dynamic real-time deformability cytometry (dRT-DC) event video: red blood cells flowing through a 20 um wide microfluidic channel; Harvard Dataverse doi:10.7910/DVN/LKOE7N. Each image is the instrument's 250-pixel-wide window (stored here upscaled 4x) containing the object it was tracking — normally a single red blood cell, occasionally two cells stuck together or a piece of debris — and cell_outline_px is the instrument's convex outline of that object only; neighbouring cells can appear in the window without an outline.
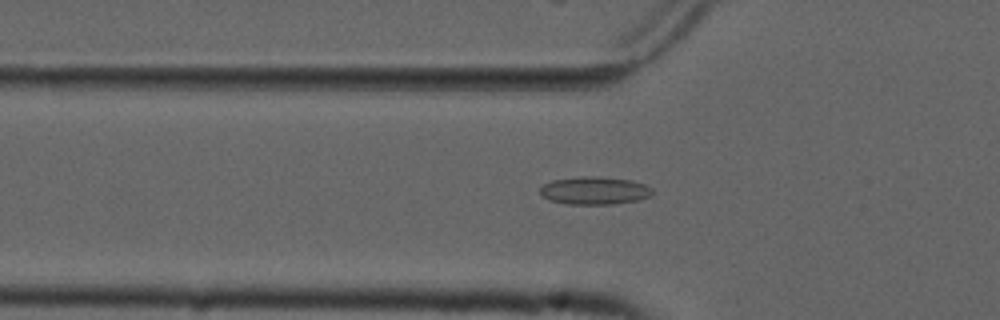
{"species": "common noctule bat (a hibernating species)", "species_latin": "Nyctalus noctula", "temperature_condition": "cold", "stored_images_in_passage": 54, "camera_frame_rate_fps": 3000, "um_per_image_px": 0.085, "animal": {"sex": "male", "forearm_length_mm": 52.5}, "frame": {"image": 1, "passage_image": 18, "time_ms": 5.667, "image_size_px": [1000, 320], "cell_outline_px": [[652, 192], [648, 196], [636, 200], [612, 204], [568, 204], [548, 200], [540, 196], [540, 188], [544, 184], [552, 180], [580, 176], [600, 176], [632, 180], [644, 184], [652, 188]], "centroid_in_image_um": [50.48, 16.19], "position_along_channel_um": 75.3, "area_um2": 18.26}}
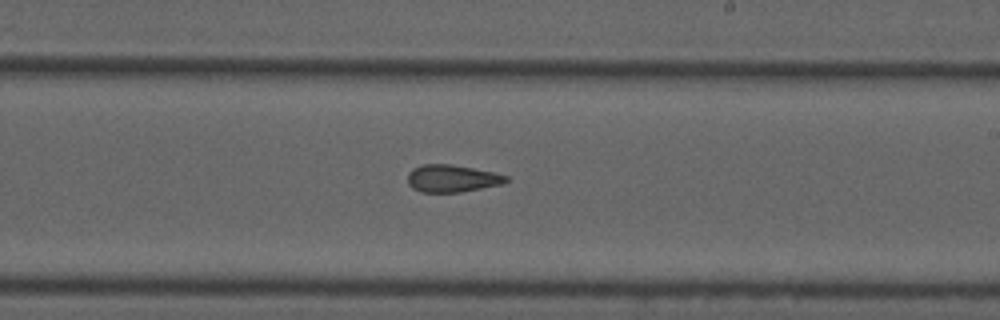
{"frame": {"image": 2, "passage_image": 32, "time_ms": 10.333, "image_size_px": [1000, 320], "cell_outline_px": [[508, 180], [504, 184], [460, 192], [420, 192], [412, 188], [408, 184], [408, 172], [412, 168], [424, 164], [448, 164], [472, 168], [492, 172], [508, 176]], "centroid_in_image_um": [38.4, 15.17], "position_along_channel_um": 250.6, "area_um2": 15.66}}
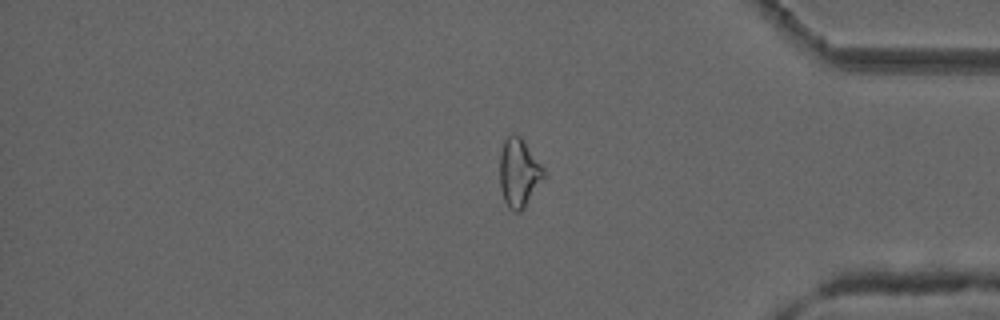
{"frame": {"image": 3, "passage_image": 45, "time_ms": 14.667, "image_size_px": [1000, 320], "cell_outline_px": [[544, 176], [524, 208], [520, 212], [516, 212], [508, 208], [504, 200], [500, 188], [500, 152], [504, 140], [512, 132], [516, 132], [520, 136], [544, 168]], "centroid_in_image_um": [44.07, 14.67], "position_along_channel_um": 391.1, "area_um2": 17.46}, "authors_computed_cell_mechanics": {"area_um2": 17.4267, "velocity_mm_per_s": 3.7555, "shape_relaxation_time_tau1_ms": null, "shape_relaxation_time_tau2_ms": 3.2257, "deformation_change_tau1": null, "deformation_change_tau2": 0.123}}